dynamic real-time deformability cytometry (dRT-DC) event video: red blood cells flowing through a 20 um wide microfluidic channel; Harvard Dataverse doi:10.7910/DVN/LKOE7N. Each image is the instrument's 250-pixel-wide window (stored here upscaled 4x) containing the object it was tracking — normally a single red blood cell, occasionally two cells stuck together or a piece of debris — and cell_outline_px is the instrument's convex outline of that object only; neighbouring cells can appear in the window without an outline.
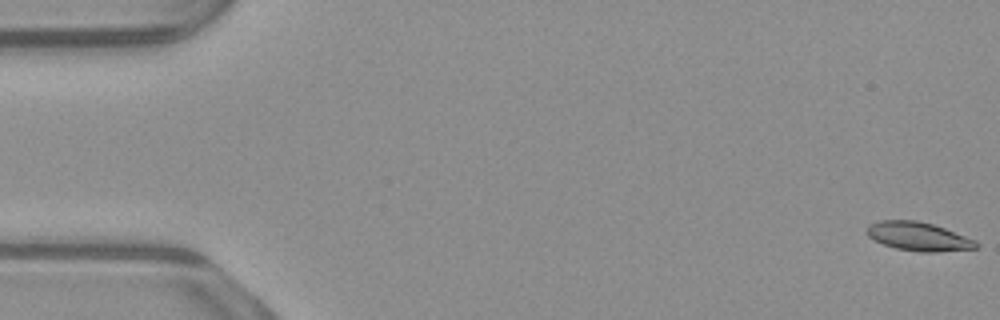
{"species": "common noctule bat (a hibernating species)", "species_latin": "Nyctalus noctula", "temperature_condition": "warm", "stored_images_in_passage": 53, "camera_frame_rate_fps": 3000, "um_per_image_px": 0.085, "animal": {"sex": "male", "body_mass_g": 23.1, "forearm_length_mm": 52.7}, "frame": {"image": 1, "passage_image": 1, "time_ms": 0.0, "image_size_px": [1000, 320], "cell_outline_px": [[980, 244], [976, 248], [936, 252], [920, 252], [896, 248], [884, 244], [868, 236], [864, 232], [868, 224], [880, 220], [916, 220], [932, 224], [944, 228], [976, 240]], "centroid_in_image_um": [78.04, 20.09], "position_along_channel_um": 7.0, "area_um2": 18.26}}
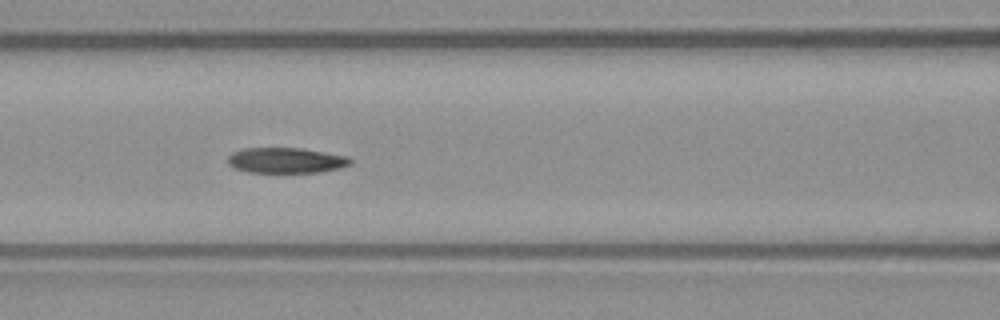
{"frame": {"image": 2, "passage_image": 23, "time_ms": 7.333, "image_size_px": [1000, 320], "cell_outline_px": [[352, 164], [340, 168], [320, 172], [248, 172], [236, 168], [228, 164], [228, 156], [232, 152], [244, 148], [300, 148], [348, 156], [352, 160]], "centroid_in_image_um": [24.33, 13.63], "position_along_channel_um": 142.3, "area_um2": 18.15}}
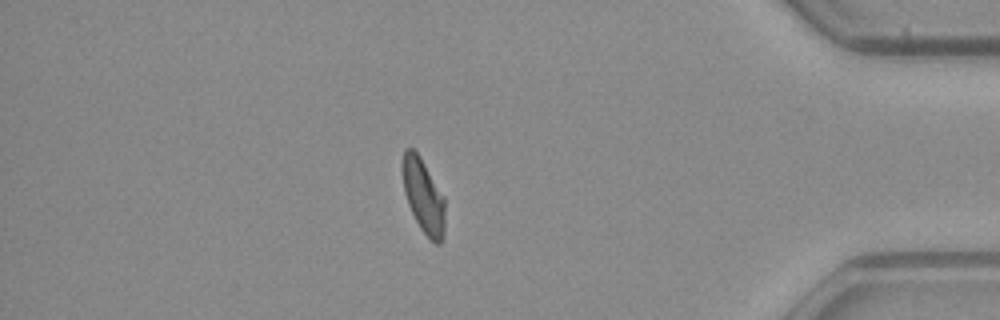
{"frame": {"image": 3, "passage_image": 46, "time_ms": 15.0, "image_size_px": [1000, 320], "cell_outline_px": [[444, 240], [440, 244], [436, 244], [420, 228], [408, 204], [404, 192], [400, 168], [404, 148], [412, 148], [420, 156], [444, 196]], "centroid_in_image_um": [35.96, 16.62], "position_along_channel_um": 399.2, "area_um2": 18.55}, "authors_computed_cell_mechanics": {"area_um2": 18.9006, "velocity_mm_per_s": 3.8959, "shape_relaxation_time_tau1_ms": 7.8103, "shape_relaxation_time_tau2_ms": 4.2438, "deformation_change_tau1": 0.2175, "deformation_change_tau2": 0.112}}